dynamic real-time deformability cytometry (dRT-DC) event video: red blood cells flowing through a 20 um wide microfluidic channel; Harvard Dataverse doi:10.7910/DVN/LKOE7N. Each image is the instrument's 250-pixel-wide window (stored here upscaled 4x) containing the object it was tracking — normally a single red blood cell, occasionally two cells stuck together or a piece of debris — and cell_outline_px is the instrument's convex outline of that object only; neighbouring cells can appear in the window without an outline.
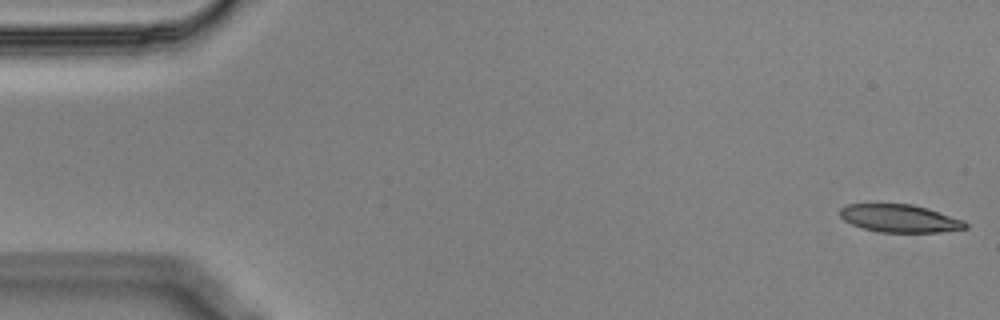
{"species": "Egyptian fruit bat (a non-hibernating species)", "species_latin": "Rousettus aegyptiacus", "temperature_condition": "cold", "stored_images_in_passage": 55, "camera_frame_rate_fps": 3000, "um_per_image_px": 0.085, "animal": {"sex": "male"}, "frame": {"image": 1, "passage_image": 1, "time_ms": 0.0, "image_size_px": [1000, 320], "cell_outline_px": [[968, 228], [940, 232], [880, 232], [864, 228], [852, 224], [844, 220], [840, 216], [840, 208], [848, 204], [912, 204], [928, 208], [964, 220], [968, 224]], "centroid_in_image_um": [76.5, 18.56], "position_along_channel_um": 8.5, "area_um2": 20.29}}
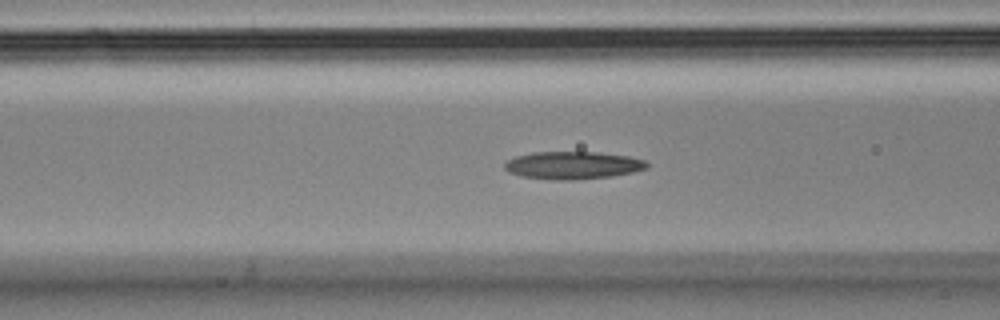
{"frame": {"image": 2, "passage_image": 21, "time_ms": 6.667, "image_size_px": [1000, 320], "cell_outline_px": [[648, 168], [632, 172], [612, 176], [572, 180], [552, 180], [520, 176], [508, 172], [504, 168], [504, 164], [508, 160], [516, 156], [532, 152], [596, 152], [628, 156], [644, 160], [648, 164]], "centroid_in_image_um": [48.66, 14.05], "position_along_channel_um": 117.9, "area_um2": 22.95}}
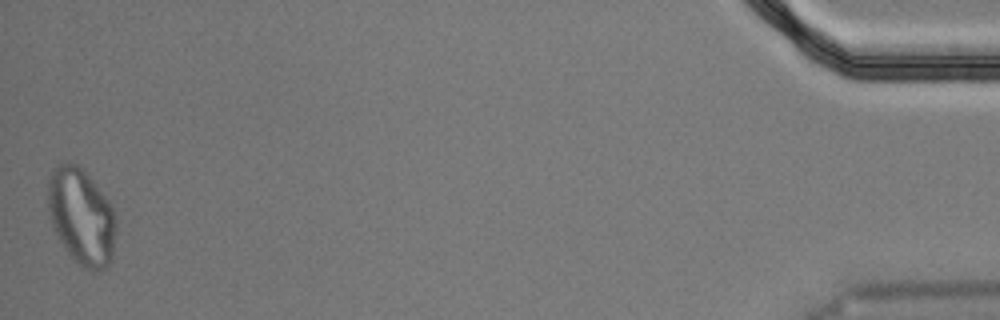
{"frame": {"image": 3, "passage_image": 55, "time_ms": 18.0, "image_size_px": [1000, 320], "cell_outline_px": [[116, 228], [112, 260], [104, 268], [92, 272], [84, 268], [68, 252], [60, 240], [56, 232], [48, 208], [48, 180], [52, 172], [60, 164], [76, 164], [92, 180], [104, 196], [112, 208], [116, 220]], "centroid_in_image_um": [6.94, 18.44], "position_along_channel_um": 428.3, "area_um2": 37.34}, "authors_computed_cell_mechanics": {"area_um2": 22.542, "velocity_mm_per_s": 3.5632, "shape_relaxation_time_tau1_ms": null, "shape_relaxation_time_tau2_ms": 6.112, "deformation_change_tau1": null, "deformation_change_tau2": 0.1542}}